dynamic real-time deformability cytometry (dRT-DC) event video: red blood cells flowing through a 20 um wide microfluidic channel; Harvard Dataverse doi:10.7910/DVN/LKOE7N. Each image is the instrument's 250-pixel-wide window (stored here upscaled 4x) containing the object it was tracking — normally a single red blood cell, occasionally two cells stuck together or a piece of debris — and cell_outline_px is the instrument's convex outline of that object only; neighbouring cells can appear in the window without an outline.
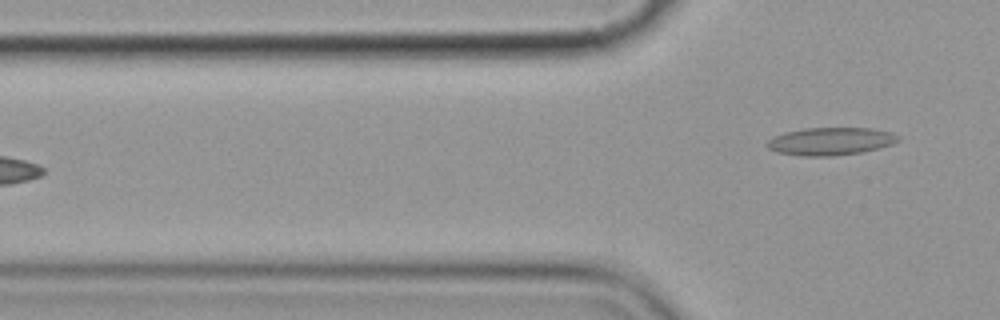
{"species": "common noctule bat (a hibernating species)", "species_latin": "Nyctalus noctula", "temperature_condition": "cold", "stored_images_in_passage": 3, "camera_frame_rate_fps": 3000, "um_per_image_px": 0.085, "animal": {"sex": "female", "body_mass_g": 19.9}, "frame": {"image": 1, "passage_image": 3, "time_ms": 2.333, "image_size_px": [1000, 320], "cell_outline_px": [[900, 140], [892, 144], [880, 148], [860, 152], [832, 156], [800, 156], [776, 152], [768, 148], [764, 144], [772, 136], [784, 132], [804, 128], [872, 128], [892, 132], [900, 136]], "centroid_in_image_um": [70.58, 12.0], "position_along_channel_um": 55.2, "area_um2": 21.44}}